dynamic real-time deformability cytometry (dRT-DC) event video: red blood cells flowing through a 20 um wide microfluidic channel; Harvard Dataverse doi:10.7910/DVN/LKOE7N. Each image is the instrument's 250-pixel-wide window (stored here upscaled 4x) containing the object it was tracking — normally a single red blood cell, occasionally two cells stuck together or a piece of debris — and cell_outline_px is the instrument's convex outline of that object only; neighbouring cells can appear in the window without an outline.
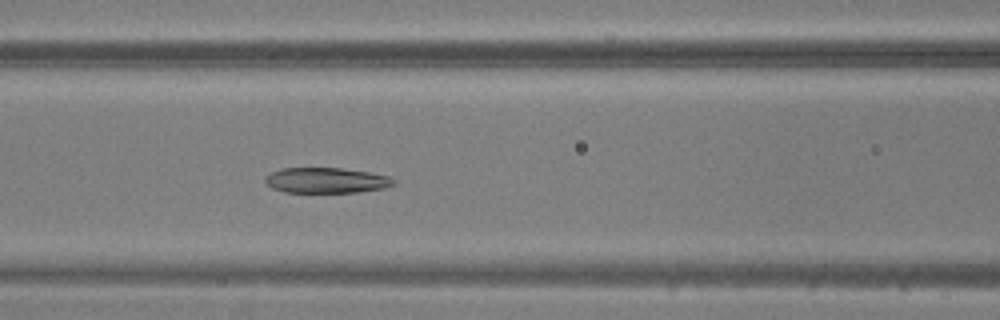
{"species": "common noctule bat (a hibernating species)", "species_latin": "Nyctalus noctula", "temperature_condition": "warm", "stored_images_in_passage": 48, "camera_frame_rate_fps": 3000, "um_per_image_px": 0.085, "animal": {"sex": "male", "body_mass_g": 20.5, "forearm_length_mm": 52.5}, "frame": {"image": 1, "passage_image": 20, "time_ms": 6.333, "image_size_px": [1000, 320], "cell_outline_px": [[396, 184], [384, 188], [356, 192], [284, 192], [272, 188], [264, 180], [264, 176], [280, 168], [340, 168], [368, 172], [388, 176], [396, 180]], "centroid_in_image_um": [27.72, 15.33], "position_along_channel_um": 138.9, "area_um2": 19.02}}
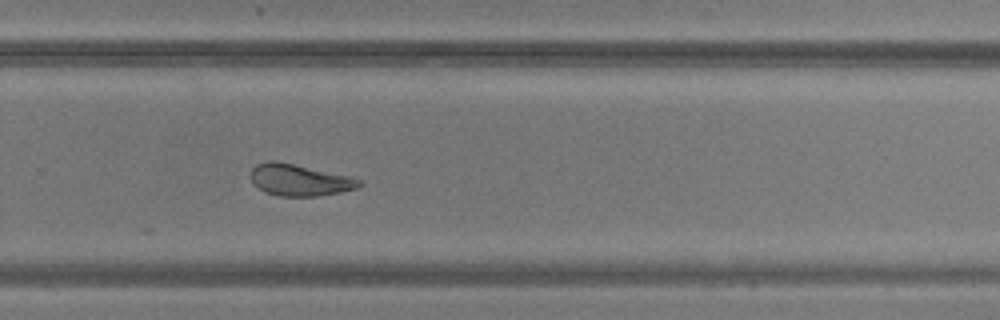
{"frame": {"image": 2, "passage_image": 32, "time_ms": 10.333, "image_size_px": [1000, 320], "cell_outline_px": [[364, 184], [356, 188], [340, 192], [316, 196], [280, 196], [264, 192], [252, 184], [252, 168], [256, 164], [268, 160], [276, 160], [348, 176], [364, 180]], "centroid_in_image_um": [25.45, 15.3], "position_along_channel_um": 304.4, "area_um2": 20.0}}
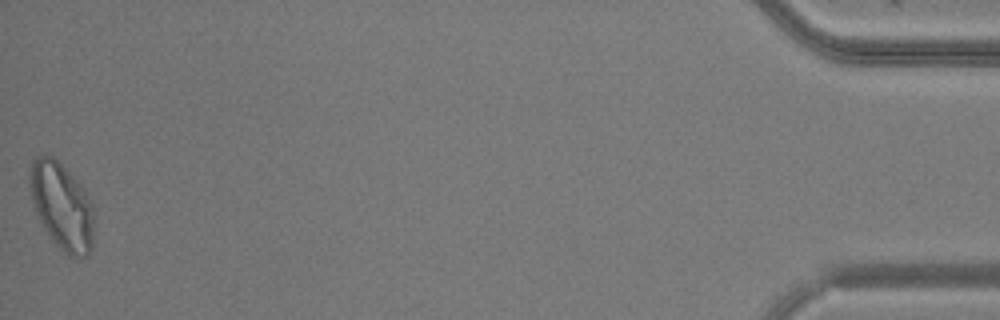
{"frame": {"image": 3, "passage_image": 48, "time_ms": 15.667, "image_size_px": [1000, 320], "cell_outline_px": [[92, 248], [88, 256], [68, 256], [52, 240], [40, 224], [32, 200], [28, 184], [28, 176], [32, 160], [36, 156], [48, 152], [84, 188], [92, 204]], "centroid_in_image_um": [5.21, 17.49], "position_along_channel_um": 430.0, "area_um2": 32.54}}